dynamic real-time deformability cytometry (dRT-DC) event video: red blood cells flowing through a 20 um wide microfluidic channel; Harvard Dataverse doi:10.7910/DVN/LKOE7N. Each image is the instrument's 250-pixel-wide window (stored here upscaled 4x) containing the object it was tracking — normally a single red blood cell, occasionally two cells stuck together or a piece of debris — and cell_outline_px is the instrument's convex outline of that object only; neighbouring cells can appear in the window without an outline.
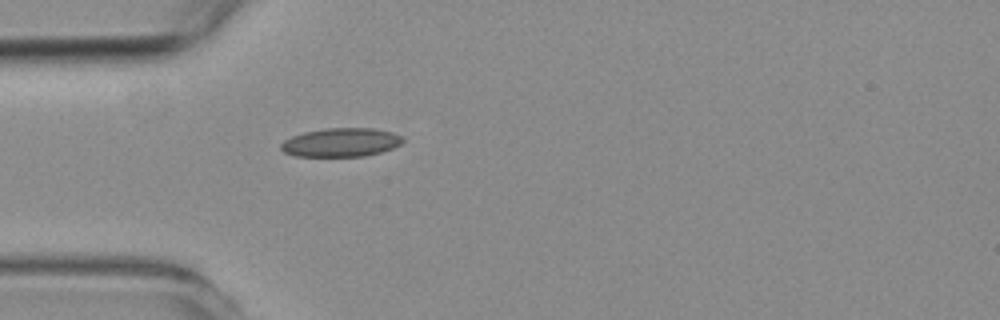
{"species": "common noctule bat (a hibernating species)", "species_latin": "Nyctalus noctula", "temperature_condition": "room temperature", "stored_images_in_passage": 36, "camera_frame_rate_fps": 3000, "um_per_image_px": 0.085, "animal": {"sex": "female", "body_mass_g": 19.3, "forearm_length_mm": 54.1}, "frame": {"image": 1, "passage_image": 1, "time_ms": 0.0, "image_size_px": [1000, 320], "cell_outline_px": [[404, 140], [400, 144], [392, 148], [380, 152], [364, 156], [296, 156], [284, 152], [280, 148], [280, 144], [284, 140], [292, 136], [304, 132], [328, 128], [372, 128], [392, 132], [404, 136]], "centroid_in_image_um": [28.99, 12.1], "position_along_channel_um": 56.0, "area_um2": 20.35}}
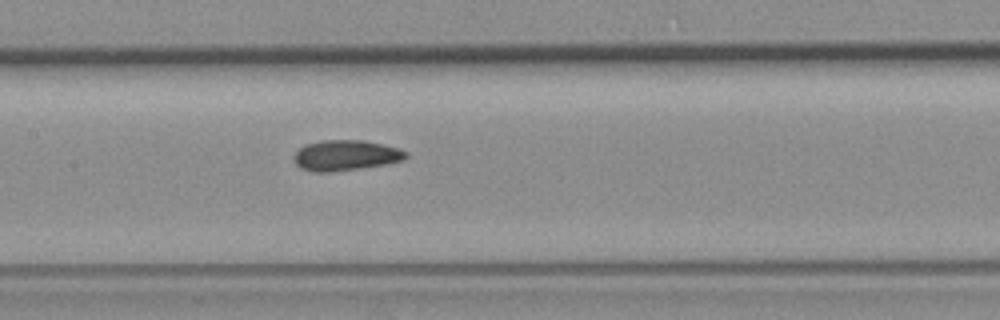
{"frame": {"image": 2, "passage_image": 11, "time_ms": 3.333, "image_size_px": [1000, 320], "cell_outline_px": [[408, 156], [404, 160], [388, 164], [360, 168], [328, 172], [312, 172], [300, 168], [296, 164], [292, 156], [304, 144], [324, 140], [364, 140], [384, 144], [408, 152]], "centroid_in_image_um": [29.38, 13.2], "position_along_channel_um": 178.0, "area_um2": 20.06}}
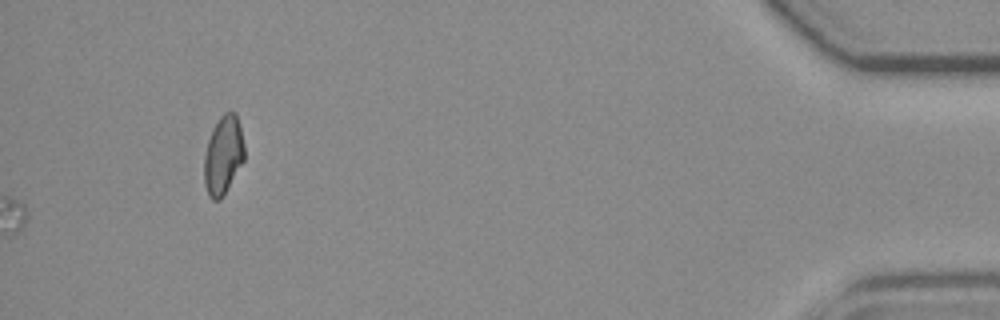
{"frame": {"image": 3, "passage_image": 36, "time_ms": 11.667, "image_size_px": [1000, 320], "cell_outline_px": [[244, 160], [224, 196], [220, 200], [212, 200], [208, 196], [204, 184], [204, 156], [208, 140], [212, 128], [220, 116], [224, 112], [236, 112], [244, 144]], "centroid_in_image_um": [18.96, 13.21], "position_along_channel_um": 416.2, "area_um2": 18.61}, "authors_computed_cell_mechanics": {"area_um2": 19.2474, "velocity_mm_per_s": 3.7739, "shape_relaxation_time_tau1_ms": null, "shape_relaxation_time_tau2_ms": 2.8032, "deformation_change_tau1": null, "deformation_change_tau2": 0.078}}